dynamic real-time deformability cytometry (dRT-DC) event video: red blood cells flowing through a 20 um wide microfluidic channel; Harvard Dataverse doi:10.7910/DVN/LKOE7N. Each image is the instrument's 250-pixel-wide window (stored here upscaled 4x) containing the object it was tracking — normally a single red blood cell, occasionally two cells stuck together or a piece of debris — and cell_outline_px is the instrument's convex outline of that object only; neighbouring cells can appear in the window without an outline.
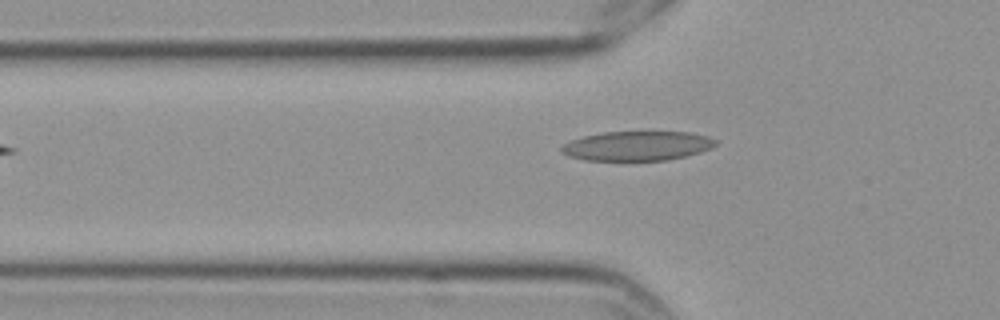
{"species": "Egyptian fruit bat (a non-hibernating species)", "species_latin": "Rousettus aegyptiacus", "temperature_condition": "cold", "stored_images_in_passage": 6, "camera_frame_rate_fps": 3000, "um_per_image_px": 0.085, "frame": {"image": 1, "passage_image": 6, "time_ms": 1.667, "image_size_px": [1000, 320], "cell_outline_px": [[716, 144], [712, 148], [700, 152], [668, 160], [584, 160], [568, 156], [560, 152], [560, 148], [568, 140], [584, 136], [604, 132], [692, 132], [708, 136], [716, 140]], "centroid_in_image_um": [54.14, 12.4], "position_along_channel_um": 71.7, "area_um2": 26.53}}